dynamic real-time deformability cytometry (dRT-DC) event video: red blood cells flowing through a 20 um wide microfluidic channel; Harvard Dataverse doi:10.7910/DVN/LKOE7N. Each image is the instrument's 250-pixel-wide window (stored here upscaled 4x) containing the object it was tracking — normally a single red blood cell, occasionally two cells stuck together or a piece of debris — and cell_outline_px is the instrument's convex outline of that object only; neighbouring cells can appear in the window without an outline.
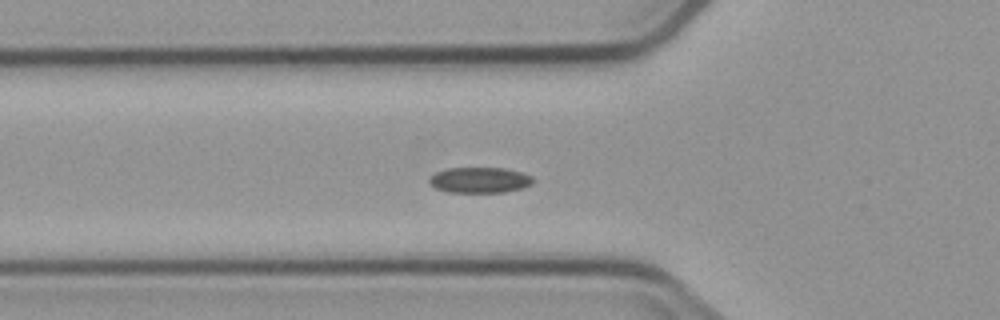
{"species": "common noctule bat (a hibernating species)", "species_latin": "Nyctalus noctula", "temperature_condition": "cold", "stored_images_in_passage": 6, "camera_frame_rate_fps": 3000, "um_per_image_px": 0.085, "animal": {"sex": "male", "body_mass_g": 23.1, "forearm_length_mm": 52.7}, "frame": {"image": 1, "passage_image": 6, "time_ms": 6.0, "image_size_px": [1000, 320], "cell_outline_px": [[536, 180], [532, 184], [524, 188], [504, 192], [448, 192], [436, 188], [428, 180], [436, 172], [448, 168], [504, 168], [520, 172], [532, 176]], "centroid_in_image_um": [40.83, 15.31], "position_along_channel_um": 85.0, "area_um2": 15.49}}